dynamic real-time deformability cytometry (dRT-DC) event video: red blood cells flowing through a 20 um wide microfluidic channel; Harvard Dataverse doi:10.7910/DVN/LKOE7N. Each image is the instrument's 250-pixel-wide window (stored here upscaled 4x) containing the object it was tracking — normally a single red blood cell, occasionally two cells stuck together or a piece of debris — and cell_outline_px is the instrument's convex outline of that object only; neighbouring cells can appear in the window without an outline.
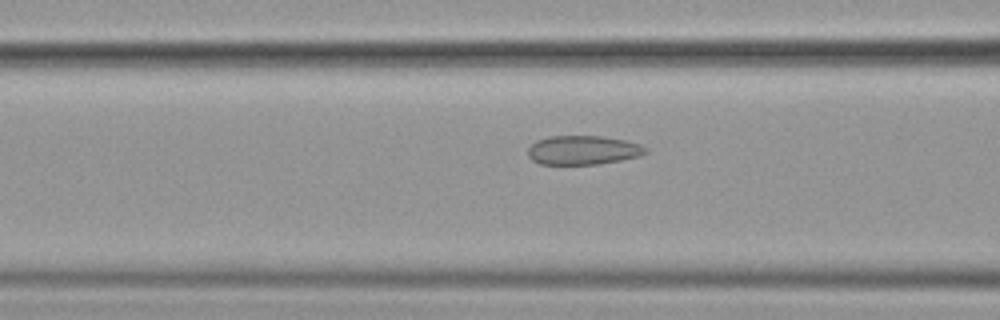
{"species": "common noctule bat (a hibernating species)", "species_latin": "Nyctalus noctula", "temperature_condition": "cold", "stored_images_in_passage": 42, "camera_frame_rate_fps": 3000, "um_per_image_px": 0.085, "animal": {"sex": "female", "body_mass_g": 19.9}, "frame": {"image": 1, "passage_image": 9, "time_ms": 2.667, "image_size_px": [1000, 320], "cell_outline_px": [[648, 152], [640, 156], [620, 160], [596, 164], [540, 164], [532, 160], [528, 156], [528, 148], [536, 140], [548, 136], [604, 136], [628, 140], [640, 144], [648, 148]], "centroid_in_image_um": [49.58, 12.75], "position_along_channel_um": 117.0, "area_um2": 20.11}}
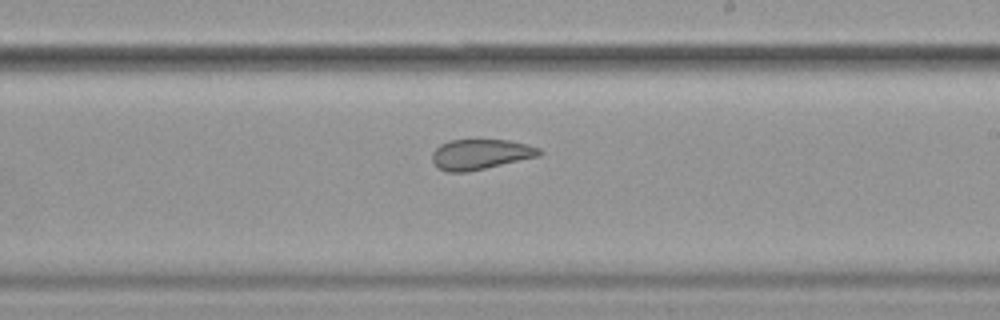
{"frame": {"image": 2, "passage_image": 20, "time_ms": 6.333, "image_size_px": [1000, 320], "cell_outline_px": [[544, 152], [540, 156], [468, 172], [448, 172], [440, 168], [432, 160], [432, 152], [440, 144], [448, 140], [508, 140], [528, 144], [540, 148]], "centroid_in_image_um": [40.87, 13.11], "position_along_channel_um": 248.1, "area_um2": 18.96}}
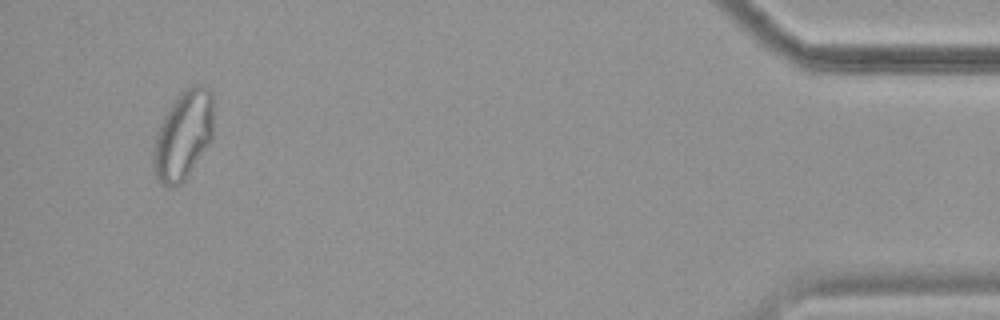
{"frame": {"image": 3, "passage_image": 40, "time_ms": 13.0, "image_size_px": [1000, 320], "cell_outline_px": [[212, 140], [184, 180], [180, 184], [168, 188], [160, 184], [156, 176], [152, 164], [152, 152], [156, 136], [164, 116], [180, 92], [192, 84], [200, 84], [208, 88], [212, 92]], "centroid_in_image_um": [15.57, 11.5], "position_along_channel_um": 419.6, "area_um2": 31.1}, "authors_computed_cell_mechanics": {"area_um2": 20.7213, "velocity_mm_per_s": 3.5906, "shape_relaxation_time_tau1_ms": null, "shape_relaxation_time_tau2_ms": 1.2364, "deformation_change_tau1": null, "deformation_change_tau2": 0.0608}}